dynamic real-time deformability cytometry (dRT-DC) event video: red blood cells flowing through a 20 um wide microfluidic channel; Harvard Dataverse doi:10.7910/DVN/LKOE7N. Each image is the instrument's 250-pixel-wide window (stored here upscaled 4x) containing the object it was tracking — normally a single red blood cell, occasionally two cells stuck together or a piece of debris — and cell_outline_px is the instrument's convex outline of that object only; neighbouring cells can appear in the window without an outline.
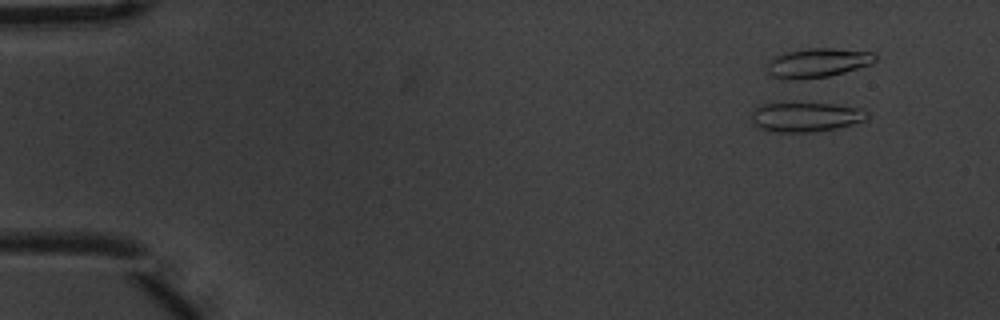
{"species": "common noctule bat (a hibernating species)", "species_latin": "Nyctalus noctula", "temperature_condition": "warm", "stored_images_in_passage": 5, "camera_frame_rate_fps": 3000, "um_per_image_px": 0.085, "animal": {"sex": "male", "body_mass_g": 20.1, "forearm_length_mm": 53.5}, "frame": {"image": 1, "passage_image": 2, "time_ms": 0.333, "image_size_px": [1000, 320], "cell_outline_px": [[868, 116], [864, 120], [852, 124], [836, 128], [816, 132], [776, 132], [760, 128], [752, 120], [752, 112], [760, 104], [792, 100], [832, 104], [864, 108], [868, 112]], "centroid_in_image_um": [68.47, 9.89], "position_along_channel_um": 16.5, "area_um2": 20.69}}